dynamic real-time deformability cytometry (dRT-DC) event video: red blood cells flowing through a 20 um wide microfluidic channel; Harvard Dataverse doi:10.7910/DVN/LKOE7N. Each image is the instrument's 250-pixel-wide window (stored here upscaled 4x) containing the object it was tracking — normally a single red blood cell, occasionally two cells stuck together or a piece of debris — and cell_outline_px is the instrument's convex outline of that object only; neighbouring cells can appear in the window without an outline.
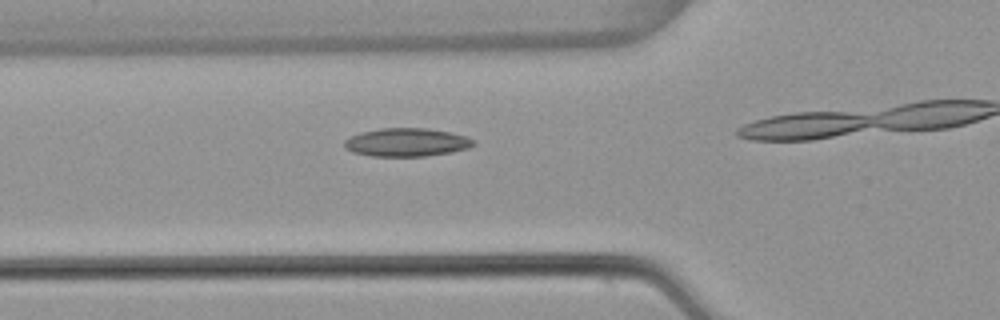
{"species": "common noctule bat (a hibernating species)", "species_latin": "Nyctalus noctula", "temperature_condition": "warm", "stored_images_in_passage": 24, "camera_frame_rate_fps": 3000, "um_per_image_px": 0.085, "animal": {"sex": "female", "body_mass_g": 22.7, "forearm_length_mm": 54.2}, "frame": {"image": 1, "passage_image": 14, "time_ms": 4.333, "image_size_px": [1000, 320], "cell_outline_px": [[476, 144], [468, 148], [452, 152], [424, 156], [372, 156], [352, 152], [344, 148], [344, 140], [360, 132], [380, 128], [428, 128], [448, 132], [464, 136], [476, 140]], "centroid_in_image_um": [34.55, 12.1], "position_along_channel_um": 91.2, "area_um2": 21.33}}